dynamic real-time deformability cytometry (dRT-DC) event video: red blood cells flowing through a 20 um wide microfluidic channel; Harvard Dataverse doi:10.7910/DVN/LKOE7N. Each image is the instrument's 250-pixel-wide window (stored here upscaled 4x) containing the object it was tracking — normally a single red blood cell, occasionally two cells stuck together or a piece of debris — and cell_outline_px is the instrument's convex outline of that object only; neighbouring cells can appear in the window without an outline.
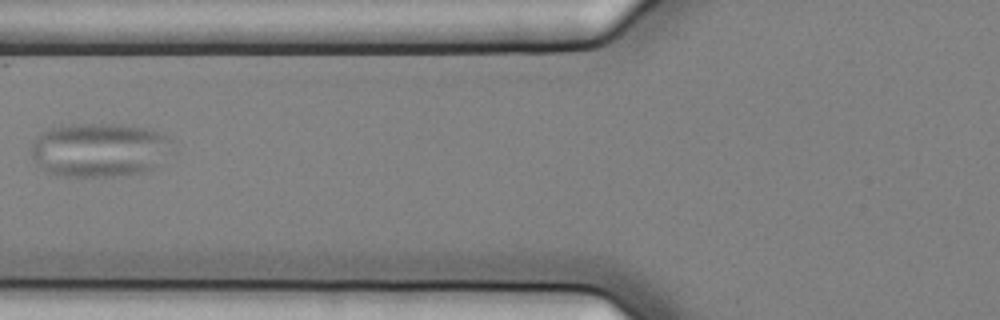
{"species": "common noctule bat (a hibernating species)", "species_latin": "Nyctalus noctula", "temperature_condition": "cold", "stored_images_in_passage": 7, "segment_of_instrument_passage": [2, 2], "camera_frame_rate_fps": 3000, "um_per_image_px": 0.085, "animal": {"sex": "female", "body_mass_g": 25.1}, "frame": {"image": 1, "passage_image": 5, "time_ms": 1.333, "image_size_px": [1000, 320], "cell_outline_px": [[176, 140], [156, 168], [144, 172], [112, 176], [68, 176], [48, 172], [40, 168], [36, 164], [32, 156], [32, 148], [40, 132], [48, 128], [60, 124], [124, 124], [148, 128], [168, 136]], "centroid_in_image_um": [8.47, 12.71], "position_along_channel_um": 117.3, "area_um2": 44.8}}
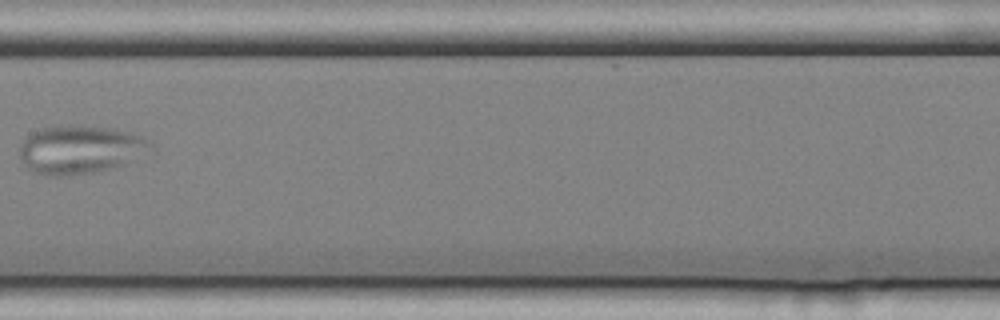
{"frame": {"image": 2, "passage_image": 7, "time_ms": 2.0, "image_size_px": [1000, 320], "cell_outline_px": [[156, 152], [124, 164], [112, 168], [96, 172], [68, 176], [44, 176], [28, 168], [24, 164], [20, 156], [20, 144], [32, 132], [40, 128], [68, 124], [112, 128], [144, 136], [156, 148]], "centroid_in_image_um": [6.89, 12.71], "position_along_channel_um": 200.5, "area_um2": 37.74}}